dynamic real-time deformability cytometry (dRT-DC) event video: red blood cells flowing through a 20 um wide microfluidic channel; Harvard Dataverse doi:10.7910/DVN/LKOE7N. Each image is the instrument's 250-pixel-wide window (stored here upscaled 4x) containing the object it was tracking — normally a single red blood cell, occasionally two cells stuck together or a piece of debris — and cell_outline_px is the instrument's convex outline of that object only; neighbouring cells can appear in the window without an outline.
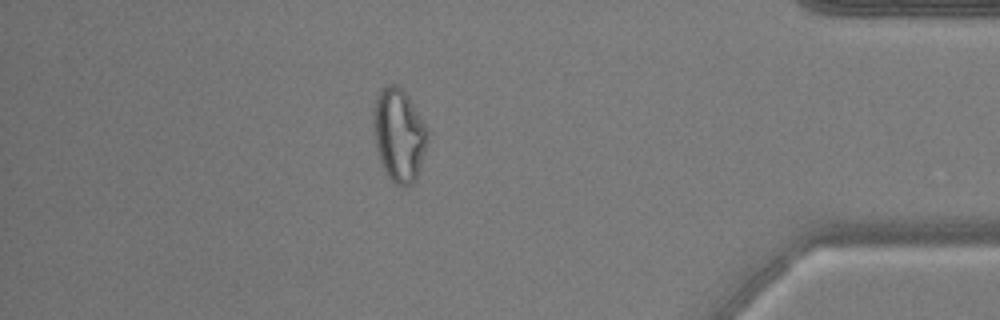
{"species": "common noctule bat (a hibernating species)", "species_latin": "Nyctalus noctula", "temperature_condition": "warm", "stored_images_in_passage": 42, "camera_frame_rate_fps": 3000, "um_per_image_px": 0.085, "animal": {"sex": "male", "body_mass_g": 17.9, "forearm_length_mm": 54.2}, "frame": {"image": 1, "passage_image": 36, "time_ms": 11.667, "image_size_px": [1000, 320], "cell_outline_px": [[428, 140], [420, 168], [416, 180], [412, 184], [400, 188], [388, 176], [380, 160], [376, 148], [372, 108], [376, 96], [380, 88], [384, 84], [396, 84], [408, 96], [428, 128]], "centroid_in_image_um": [33.91, 11.45], "position_along_channel_um": 401.3, "area_um2": 29.59}, "authors_computed_cell_mechanics": {"area_um2": 26.7036, "velocity_mm_per_s": 3.8324, "shape_relaxation_time_tau1_ms": null, "shape_relaxation_time_tau2_ms": 1.1833, "deformation_change_tau1": null, "deformation_change_tau2": 0.0926}}